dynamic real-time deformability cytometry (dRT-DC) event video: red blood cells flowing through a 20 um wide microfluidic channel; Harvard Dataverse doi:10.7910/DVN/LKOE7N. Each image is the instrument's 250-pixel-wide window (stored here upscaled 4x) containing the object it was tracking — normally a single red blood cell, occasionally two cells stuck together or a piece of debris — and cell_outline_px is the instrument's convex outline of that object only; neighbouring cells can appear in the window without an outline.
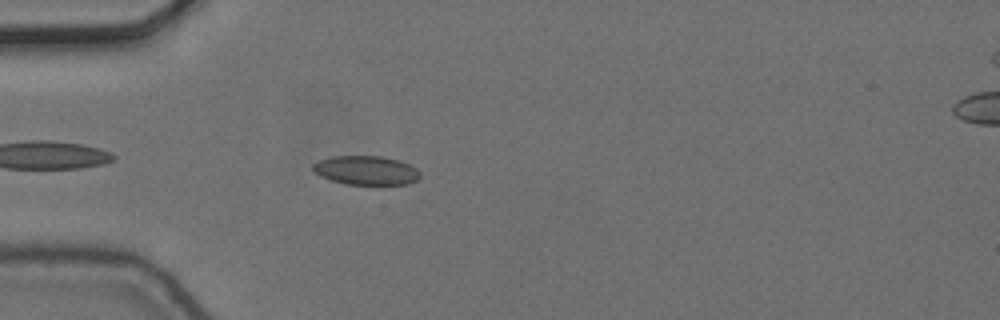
{"species": "common noctule bat (a hibernating species)", "species_latin": "Nyctalus noctula", "temperature_condition": "cold", "stored_images_in_passage": 5, "camera_frame_rate_fps": 3000, "um_per_image_px": 0.085, "animal": {"sex": "female", "body_mass_g": 24.6, "forearm_length_mm": 56.2}, "frame": {"image": 1, "passage_image": 5, "time_ms": 1.333, "image_size_px": [1000, 320], "cell_outline_px": [[420, 176], [416, 180], [408, 184], [344, 184], [320, 176], [312, 168], [312, 164], [320, 160], [332, 156], [380, 156], [400, 160], [416, 168], [420, 172]], "centroid_in_image_um": [31.12, 14.47], "position_along_channel_um": 53.9, "area_um2": 18.03}}